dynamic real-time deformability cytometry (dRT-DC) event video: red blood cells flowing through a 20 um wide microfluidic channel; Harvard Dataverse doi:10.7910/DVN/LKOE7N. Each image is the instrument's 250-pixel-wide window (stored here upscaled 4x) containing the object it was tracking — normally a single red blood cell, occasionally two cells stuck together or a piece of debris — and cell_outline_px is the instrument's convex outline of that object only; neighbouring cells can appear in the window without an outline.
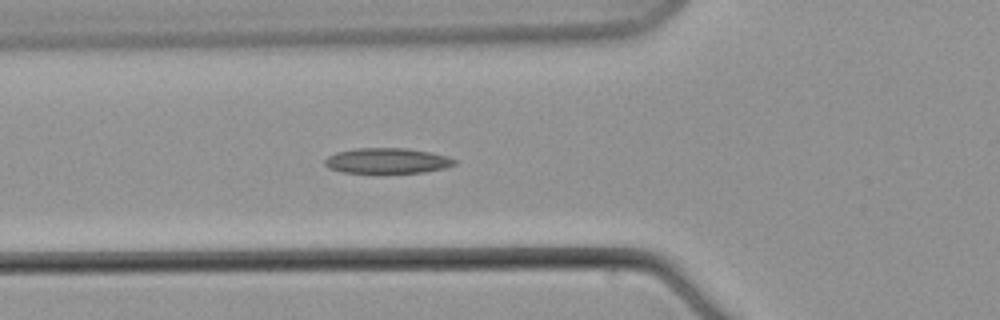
{"species": "common noctule bat (a hibernating species)", "species_latin": "Nyctalus noctula", "temperature_condition": "warm", "stored_images_in_passage": 7, "camera_frame_rate_fps": 3000, "um_per_image_px": 0.085, "animal": {"sex": "male", "body_mass_g": 21.5, "forearm_length_mm": 52.0}, "frame": {"image": 1, "passage_image": 7, "time_ms": 8.0, "image_size_px": [1000, 320], "cell_outline_px": [[456, 164], [444, 168], [424, 172], [376, 176], [340, 172], [328, 168], [324, 164], [324, 160], [328, 156], [336, 152], [356, 148], [404, 148], [428, 152], [448, 156], [456, 160]], "centroid_in_image_um": [32.84, 13.72], "position_along_channel_um": 93.0, "area_um2": 20.23}}